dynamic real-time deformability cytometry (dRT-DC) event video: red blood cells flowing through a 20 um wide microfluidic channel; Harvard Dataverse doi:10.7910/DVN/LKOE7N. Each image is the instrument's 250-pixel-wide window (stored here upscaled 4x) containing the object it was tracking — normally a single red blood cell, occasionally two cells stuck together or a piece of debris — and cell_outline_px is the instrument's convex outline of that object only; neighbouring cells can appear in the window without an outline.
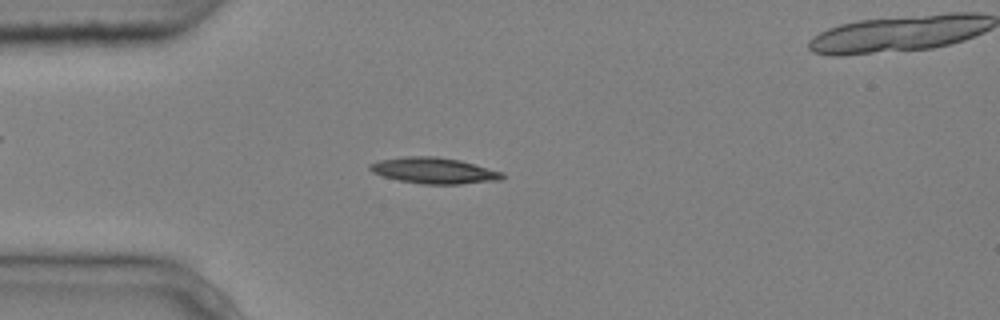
{"species": "common noctule bat (a hibernating species)", "species_latin": "Nyctalus noctula", "temperature_condition": "cold", "stored_images_in_passage": 5, "camera_frame_rate_fps": 3000, "um_per_image_px": 0.085, "animal": {"sex": "male", "body_mass_g": 20.4}, "frame": {"image": 1, "passage_image": 4, "time_ms": 1.0, "image_size_px": [1000, 320], "cell_outline_px": [[504, 176], [500, 180], [460, 184], [424, 184], [400, 180], [384, 176], [372, 172], [368, 168], [368, 164], [380, 160], [404, 156], [436, 156], [460, 160], [504, 172]], "centroid_in_image_um": [36.89, 14.49], "position_along_channel_um": 48.1, "area_um2": 20.06}}